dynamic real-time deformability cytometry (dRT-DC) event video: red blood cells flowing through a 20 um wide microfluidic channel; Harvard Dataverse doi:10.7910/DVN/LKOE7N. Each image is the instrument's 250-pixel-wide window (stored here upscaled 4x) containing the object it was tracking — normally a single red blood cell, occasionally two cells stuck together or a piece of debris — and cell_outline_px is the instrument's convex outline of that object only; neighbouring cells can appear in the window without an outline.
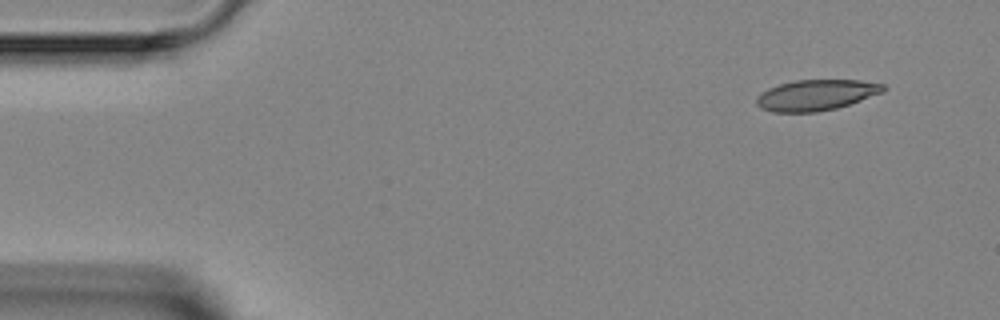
{"species": "Egyptian fruit bat (a non-hibernating species)", "species_latin": "Rousettus aegyptiacus", "temperature_condition": "room temperature", "stored_images_in_passage": 4, "camera_frame_rate_fps": 3000, "um_per_image_px": 0.085, "animal": {"sex": "female"}, "frame": {"image": 1, "passage_image": 1, "time_ms": 0.0, "image_size_px": [1000, 320], "cell_outline_px": [[888, 88], [884, 92], [836, 108], [816, 112], [772, 112], [760, 108], [756, 104], [756, 96], [768, 88], [780, 84], [796, 80], [860, 80], [884, 84]], "centroid_in_image_um": [69.37, 8.08], "position_along_channel_um": 15.6, "area_um2": 22.77}}